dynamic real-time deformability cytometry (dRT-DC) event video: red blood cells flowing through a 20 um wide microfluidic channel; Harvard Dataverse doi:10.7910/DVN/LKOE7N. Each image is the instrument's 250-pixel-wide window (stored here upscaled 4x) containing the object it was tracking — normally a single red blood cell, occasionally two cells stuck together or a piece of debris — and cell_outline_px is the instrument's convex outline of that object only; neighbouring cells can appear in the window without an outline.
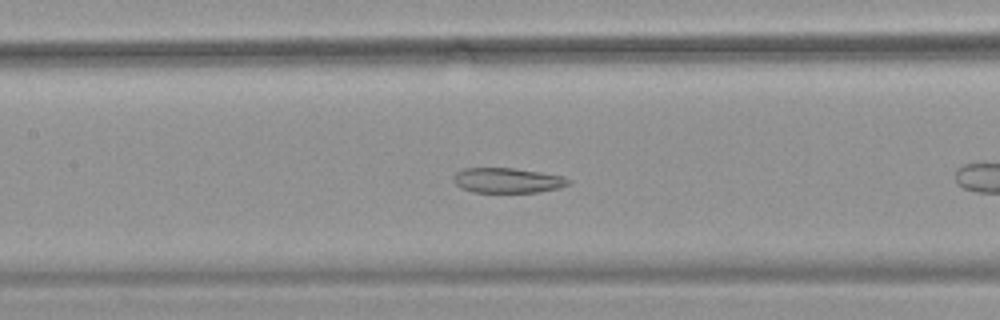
{"species": "common noctule bat (a hibernating species)", "species_latin": "Nyctalus noctula", "temperature_condition": "warm", "stored_images_in_passage": 34, "camera_frame_rate_fps": 3000, "um_per_image_px": 0.085, "animal": {"sex": "female", "body_mass_g": 18.4}, "frame": {"image": 1, "passage_image": 10, "time_ms": 3.0, "image_size_px": [1000, 320], "cell_outline_px": [[572, 184], [560, 188], [536, 192], [472, 192], [460, 188], [452, 180], [452, 176], [456, 172], [464, 168], [516, 168], [560, 176], [572, 180]], "centroid_in_image_um": [43.11, 15.33], "position_along_channel_um": 164.3, "area_um2": 16.88}}
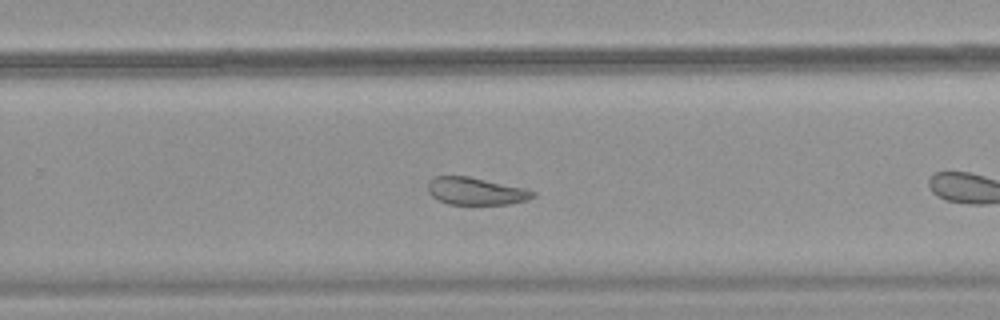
{"frame": {"image": 2, "passage_image": 20, "time_ms": 6.333, "image_size_px": [1000, 320], "cell_outline_px": [[536, 196], [528, 200], [508, 204], [448, 204], [432, 196], [428, 192], [428, 180], [432, 176], [468, 176], [524, 188], [536, 192]], "centroid_in_image_um": [40.44, 16.24], "position_along_channel_um": 289.4, "area_um2": 16.76}, "authors_computed_cell_mechanics": {"area_um2": 18.785, "velocity_mm_per_s": 3.7632, "shape_relaxation_time_tau1_ms": null, "shape_relaxation_time_tau2_ms": 1.9369, "deformation_change_tau1": null, "deformation_change_tau2": 0.0814}}